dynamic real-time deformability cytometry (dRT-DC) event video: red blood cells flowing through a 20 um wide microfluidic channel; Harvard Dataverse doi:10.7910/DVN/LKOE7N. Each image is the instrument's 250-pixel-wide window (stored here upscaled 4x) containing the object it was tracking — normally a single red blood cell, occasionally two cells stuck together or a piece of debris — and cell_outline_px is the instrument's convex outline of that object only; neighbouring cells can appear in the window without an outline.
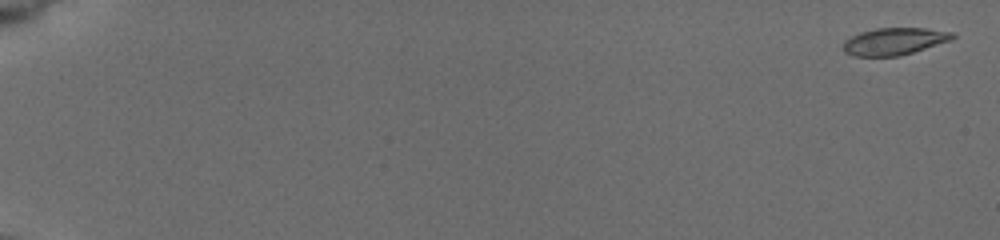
{"species": "common noctule bat (a hibernating species)", "species_latin": "Nyctalus noctula", "temperature_condition": "cold", "stored_images_in_passage": 57, "camera_frame_rate_fps": 3000, "um_per_image_px": 0.085, "animal": {"sex": "female", "body_mass_g": 19.5, "forearm_length_mm": 54.1}, "frame": {"image": 1, "passage_image": 2, "time_ms": 0.333, "image_size_px": [1000, 240], "cell_outline_px": [[956, 36], [952, 40], [900, 56], [852, 56], [844, 52], [844, 40], [860, 32], [876, 28], [924, 28], [956, 32]], "centroid_in_image_um": [76.04, 3.51], "position_along_channel_um": 9.0, "area_um2": 17.4}}
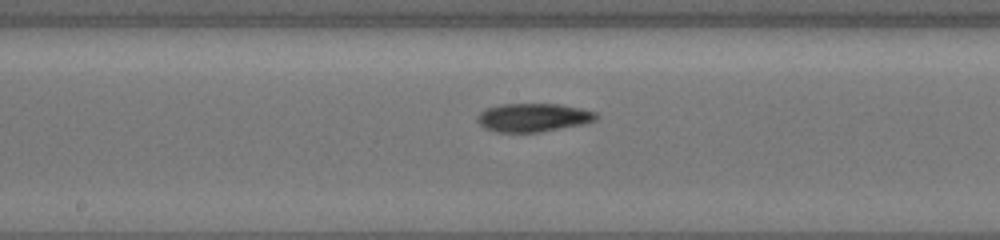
{"frame": {"image": 2, "passage_image": 33, "time_ms": 10.667, "image_size_px": [1000, 240], "cell_outline_px": [[600, 116], [592, 120], [580, 124], [536, 132], [496, 132], [480, 124], [476, 120], [476, 116], [480, 112], [488, 108], [500, 104], [560, 104], [580, 108], [596, 112]], "centroid_in_image_um": [45.29, 9.97], "position_along_channel_um": 202.9, "area_um2": 19.31}}
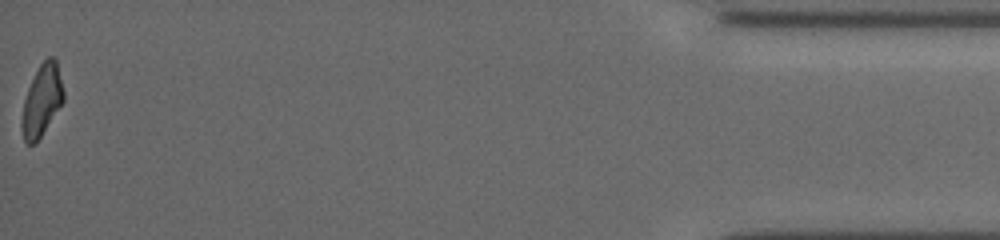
{"frame": {"image": 3, "passage_image": 57, "time_ms": 18.667, "image_size_px": [1000, 240], "cell_outline_px": [[64, 100], [40, 136], [32, 144], [28, 144], [24, 140], [20, 124], [24, 100], [28, 88], [40, 64], [48, 56], [52, 56], [56, 60], [64, 92]], "centroid_in_image_um": [3.54, 8.51], "position_along_channel_um": 431.7, "area_um2": 16.94}, "authors_computed_cell_mechanics": {"area_um2": 17.9758, "velocity_mm_per_s": 3.8407, "shape_relaxation_time_tau1_ms": 3.644, "shape_relaxation_time_tau2_ms": null, "deformation_change_tau1": 0.127, "deformation_change_tau2": null}}